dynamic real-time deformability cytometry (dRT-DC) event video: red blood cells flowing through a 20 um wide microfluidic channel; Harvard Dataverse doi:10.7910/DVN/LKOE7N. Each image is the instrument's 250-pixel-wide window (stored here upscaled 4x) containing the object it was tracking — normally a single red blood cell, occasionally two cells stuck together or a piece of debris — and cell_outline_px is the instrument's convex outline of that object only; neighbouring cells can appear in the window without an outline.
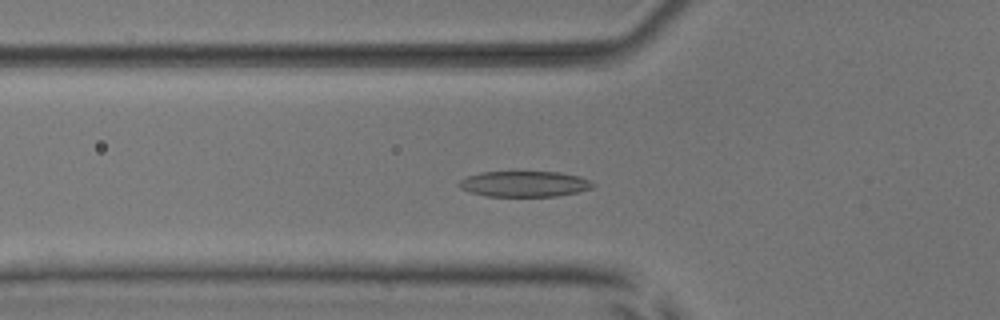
{"species": "common noctule bat (a hibernating species)", "species_latin": "Nyctalus noctula", "temperature_condition": "room temperature", "stored_images_in_passage": 48, "camera_frame_rate_fps": 3000, "um_per_image_px": 0.085, "animal": {"sex": "male", "body_mass_g": 17.9, "forearm_length_mm": 54.2}, "frame": {"image": 1, "passage_image": 14, "time_ms": 4.333, "image_size_px": [1000, 320], "cell_outline_px": [[596, 184], [592, 188], [576, 192], [556, 196], [488, 196], [468, 192], [460, 188], [456, 184], [460, 180], [468, 176], [480, 172], [560, 172], [580, 176], [592, 180]], "centroid_in_image_um": [44.58, 15.63], "position_along_channel_um": 81.2, "area_um2": 20.17}}
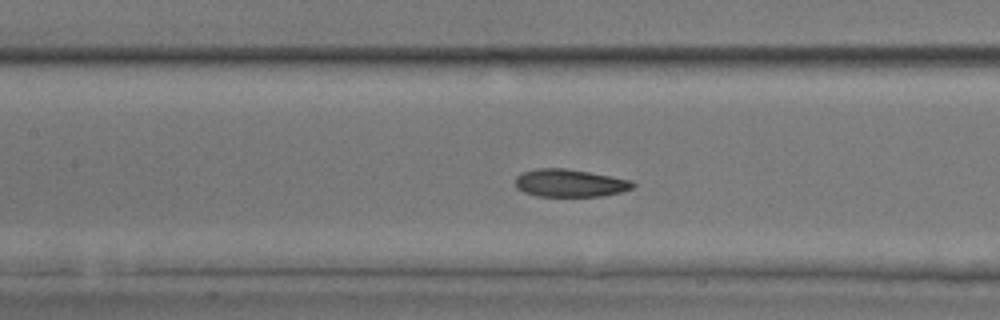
{"frame": {"image": 2, "passage_image": 20, "time_ms": 6.333, "image_size_px": [1000, 320], "cell_outline_px": [[636, 184], [632, 188], [620, 192], [600, 196], [536, 196], [524, 192], [516, 188], [516, 176], [520, 172], [536, 168], [564, 168], [612, 176], [632, 180]], "centroid_in_image_um": [48.41, 15.55], "position_along_channel_um": 159.0, "area_um2": 19.02}}
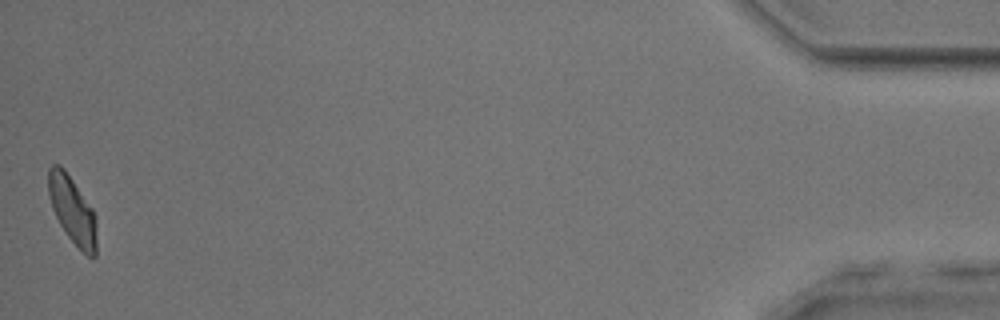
{"frame": {"image": 3, "passage_image": 48, "time_ms": 15.667, "image_size_px": [1000, 320], "cell_outline_px": [[96, 256], [88, 256], [68, 236], [60, 224], [52, 208], [48, 196], [48, 168], [52, 164], [60, 164], [64, 168], [92, 208], [96, 216]], "centroid_in_image_um": [6.14, 17.81], "position_along_channel_um": 429.1, "area_um2": 18.73}, "authors_computed_cell_mechanics": {"area_um2": 19.5364, "velocity_mm_per_s": 3.8798, "shape_relaxation_time_tau1_ms": 3.6975, "shape_relaxation_time_tau2_ms": 2.0189, "deformation_change_tau1": 0.1505, "deformation_change_tau2": 0.0943}}